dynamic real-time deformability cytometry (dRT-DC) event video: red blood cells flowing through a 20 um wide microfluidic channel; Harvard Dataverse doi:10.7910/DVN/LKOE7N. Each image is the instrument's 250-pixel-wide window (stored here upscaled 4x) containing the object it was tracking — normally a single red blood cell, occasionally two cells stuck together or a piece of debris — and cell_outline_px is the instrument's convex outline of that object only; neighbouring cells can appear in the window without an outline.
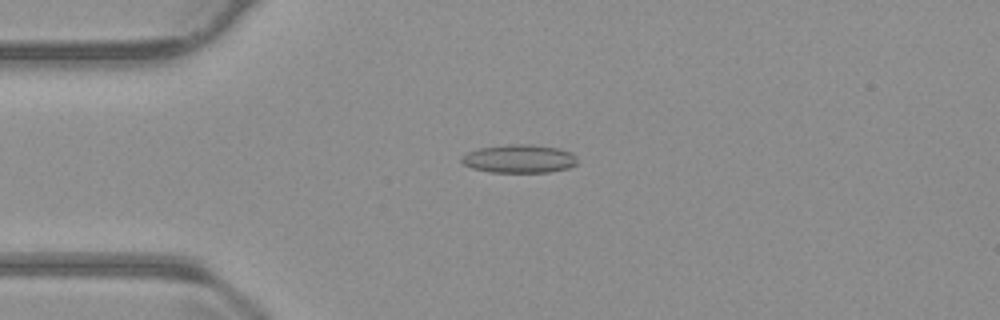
{"species": "common noctule bat (a hibernating species)", "species_latin": "Nyctalus noctula", "temperature_condition": "warm", "stored_images_in_passage": 55, "camera_frame_rate_fps": 3000, "um_per_image_px": 0.085, "animal": {"sex": "male", "body_mass_g": 23.1, "forearm_length_mm": 52.7}, "frame": {"image": 1, "passage_image": 14, "time_ms": 4.333, "image_size_px": [1000, 320], "cell_outline_px": [[576, 164], [568, 168], [548, 172], [488, 172], [472, 168], [464, 164], [460, 160], [460, 156], [468, 152], [480, 148], [508, 144], [532, 144], [560, 148], [572, 152], [576, 156]], "centroid_in_image_um": [44.13, 13.49], "position_along_channel_um": 40.9, "area_um2": 19.25}}
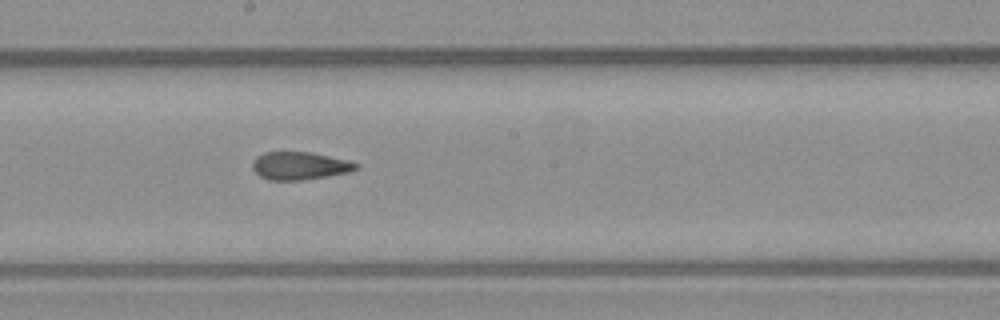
{"frame": {"image": 2, "passage_image": 30, "time_ms": 9.667, "image_size_px": [1000, 320], "cell_outline_px": [[360, 168], [348, 172], [300, 180], [268, 180], [260, 176], [252, 168], [252, 160], [256, 156], [264, 152], [308, 152], [348, 160], [360, 164]], "centroid_in_image_um": [25.45, 14.08], "position_along_channel_um": 222.8, "area_um2": 16.7}}
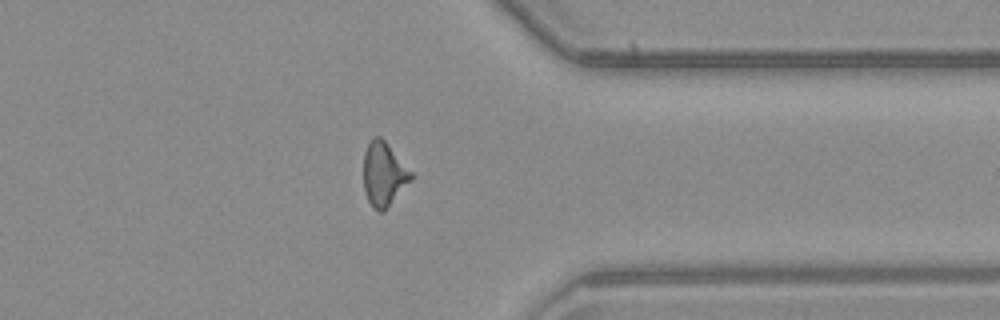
{"frame": {"image": 3, "passage_image": 43, "time_ms": 14.0, "image_size_px": [1000, 320], "cell_outline_px": [[412, 180], [384, 212], [380, 212], [372, 208], [368, 200], [364, 188], [364, 152], [372, 136], [380, 136], [388, 144], [412, 172]], "centroid_in_image_um": [32.62, 14.81], "position_along_channel_um": 378.8, "area_um2": 17.74}, "authors_computed_cell_mechanics": {"area_um2": 17.5712, "velocity_mm_per_s": 3.8166, "shape_relaxation_time_tau1_ms": null, "shape_relaxation_time_tau2_ms": 2.4745, "deformation_change_tau1": null, "deformation_change_tau2": 0.0999}}